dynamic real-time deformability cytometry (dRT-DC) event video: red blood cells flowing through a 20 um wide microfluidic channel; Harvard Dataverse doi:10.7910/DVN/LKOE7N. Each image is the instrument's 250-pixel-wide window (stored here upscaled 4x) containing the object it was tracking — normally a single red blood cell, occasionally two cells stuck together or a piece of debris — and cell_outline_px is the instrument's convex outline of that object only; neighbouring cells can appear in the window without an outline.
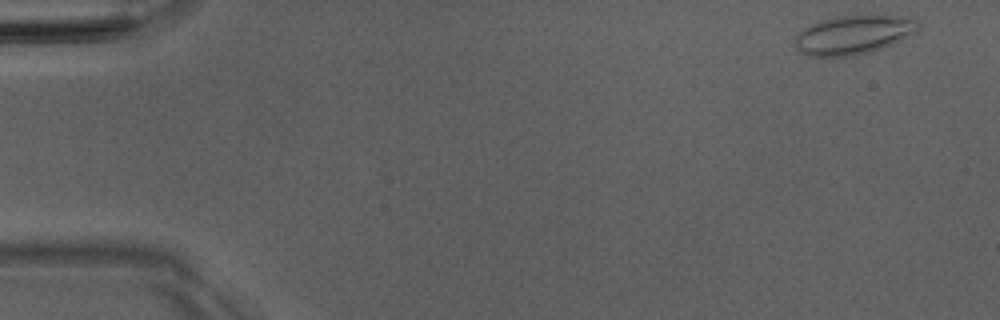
{"species": "Egyptian fruit bat (a non-hibernating species)", "species_latin": "Rousettus aegyptiacus", "temperature_condition": "room temperature", "stored_images_in_passage": 4, "camera_frame_rate_fps": 3000, "um_per_image_px": 0.085, "animal": {"sex": "male"}, "frame": {"image": 1, "passage_image": 4, "time_ms": 4.333, "image_size_px": [1000, 320], "cell_outline_px": [[920, 28], [916, 32], [892, 44], [872, 52], [852, 56], [808, 56], [800, 52], [792, 44], [796, 36], [804, 28], [820, 20], [840, 16], [908, 16], [916, 20], [920, 24]], "centroid_in_image_um": [72.54, 2.97], "position_along_channel_um": 12.5, "area_um2": 27.98}}